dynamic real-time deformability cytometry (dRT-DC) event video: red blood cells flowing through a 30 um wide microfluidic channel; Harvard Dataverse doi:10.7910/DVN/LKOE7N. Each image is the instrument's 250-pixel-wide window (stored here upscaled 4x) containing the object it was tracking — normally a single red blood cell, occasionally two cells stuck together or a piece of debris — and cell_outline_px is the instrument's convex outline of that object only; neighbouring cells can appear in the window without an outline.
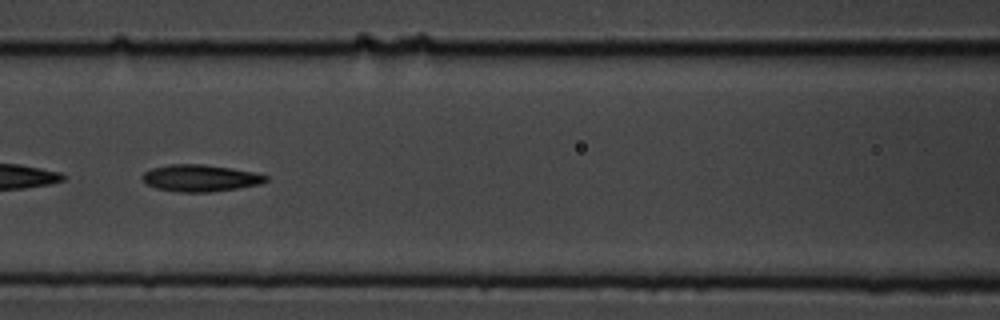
{"species": "common noctule bat (a hibernating species)", "species_latin": "Nyctalus noctula", "temperature_condition": "cold", "stored_images_in_passage": 8, "camera_frame_rate_fps": 3000, "um_per_image_px": 0.085, "animal": {"sex": "male", "body_mass_g": 19.5, "forearm_length_mm": 54.6}, "frame": {"image": 1, "passage_image": 6, "time_ms": 1.667, "image_size_px": [1000, 320], "cell_outline_px": [[268, 180], [260, 184], [236, 188], [208, 192], [180, 192], [156, 188], [148, 184], [140, 176], [144, 172], [152, 168], [168, 164], [204, 164], [232, 168], [256, 172], [268, 176]], "centroid_in_image_um": [17.03, 15.12], "position_along_channel_um": 149.6, "area_um2": 19.31}}